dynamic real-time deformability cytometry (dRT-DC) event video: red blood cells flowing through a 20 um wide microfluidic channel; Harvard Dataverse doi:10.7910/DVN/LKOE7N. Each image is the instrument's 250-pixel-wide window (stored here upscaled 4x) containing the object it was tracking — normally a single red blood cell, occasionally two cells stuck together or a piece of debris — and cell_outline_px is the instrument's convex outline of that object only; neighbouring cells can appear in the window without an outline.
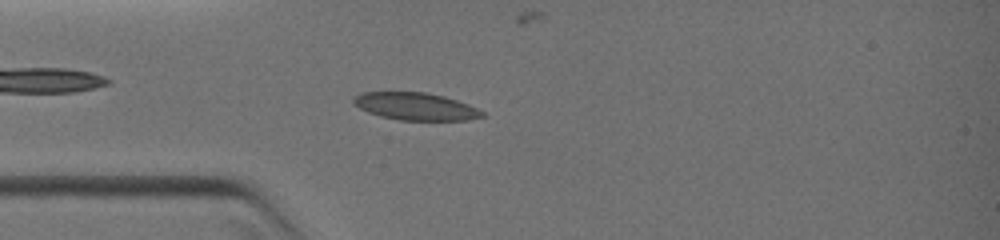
{"species": "common noctule bat (a hibernating species)", "species_latin": "Nyctalus noctula", "temperature_condition": "warm", "stored_images_in_passage": 42, "camera_frame_rate_fps": 3000, "um_per_image_px": 0.085, "animal": {"sex": "female", "body_mass_g": 19.0, "forearm_length_mm": 51.5}, "frame": {"image": 1, "passage_image": 11, "time_ms": 3.0, "image_size_px": [1000, 240], "cell_outline_px": [[484, 116], [468, 120], [400, 120], [380, 116], [368, 112], [352, 104], [352, 100], [360, 92], [424, 92], [444, 96], [468, 104], [484, 112]], "centroid_in_image_um": [35.3, 9.04], "position_along_channel_um": 49.7, "area_um2": 20.52}}
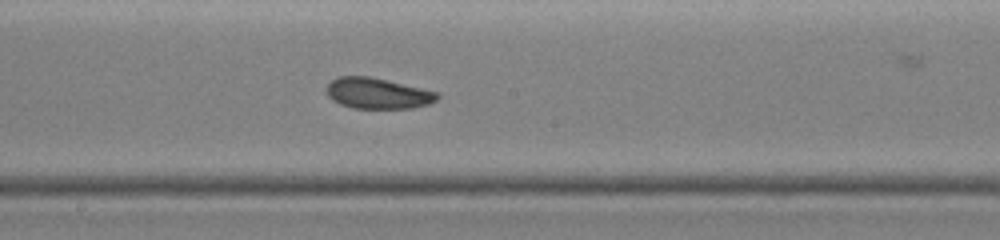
{"frame": {"image": 2, "passage_image": 21, "time_ms": 6.667, "image_size_px": [1000, 240], "cell_outline_px": [[440, 96], [436, 100], [428, 104], [412, 108], [352, 108], [340, 104], [332, 100], [328, 96], [324, 88], [336, 76], [368, 76], [440, 92]], "centroid_in_image_um": [32.08, 7.93], "position_along_channel_um": 216.1, "area_um2": 20.0}}
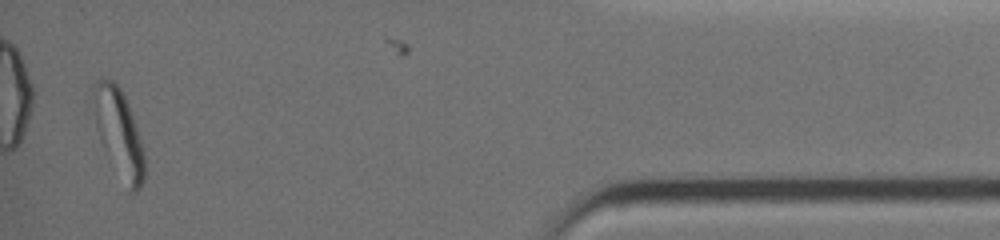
{"frame": {"image": 3, "passage_image": 39, "time_ms": 12.333, "image_size_px": [1000, 240], "cell_outline_px": [[144, 180], [140, 188], [136, 192], [132, 192], [104, 152], [100, 140], [96, 124], [92, 96], [92, 84], [96, 80], [104, 76], [112, 80], [120, 88], [128, 104], [144, 148]], "centroid_in_image_um": [10.08, 11.24], "position_along_channel_um": 425.1, "area_um2": 26.01}}